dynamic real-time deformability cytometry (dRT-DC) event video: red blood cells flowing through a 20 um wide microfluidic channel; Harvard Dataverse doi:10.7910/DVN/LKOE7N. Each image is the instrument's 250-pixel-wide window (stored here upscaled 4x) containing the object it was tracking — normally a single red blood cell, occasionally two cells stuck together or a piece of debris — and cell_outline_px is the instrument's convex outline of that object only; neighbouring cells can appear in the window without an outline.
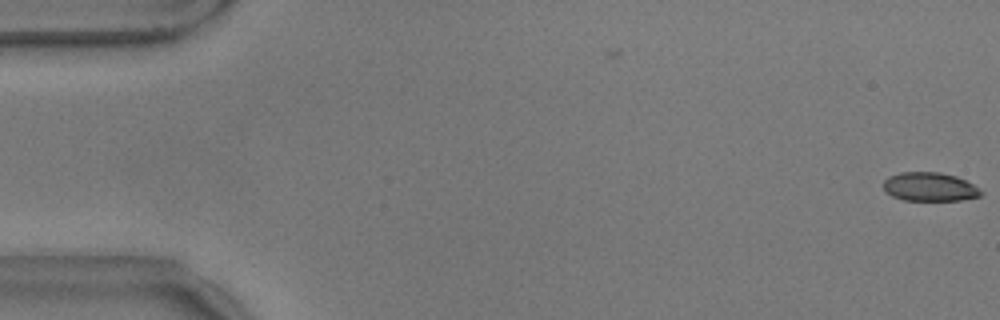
{"species": "common noctule bat (a hibernating species)", "species_latin": "Nyctalus noctula", "temperature_condition": "warm", "stored_images_in_passage": 57, "camera_frame_rate_fps": 3000, "um_per_image_px": 0.085, "animal": {"sex": "male", "body_mass_g": 17.9}, "frame": {"image": 1, "passage_image": 1, "time_ms": 0.0, "image_size_px": [1000, 320], "cell_outline_px": [[984, 192], [980, 196], [960, 200], [904, 200], [892, 196], [884, 192], [884, 180], [888, 176], [900, 172], [940, 172], [956, 176], [972, 184]], "centroid_in_image_um": [79.0, 15.88], "position_along_channel_um": 6.0, "area_um2": 16.36}}
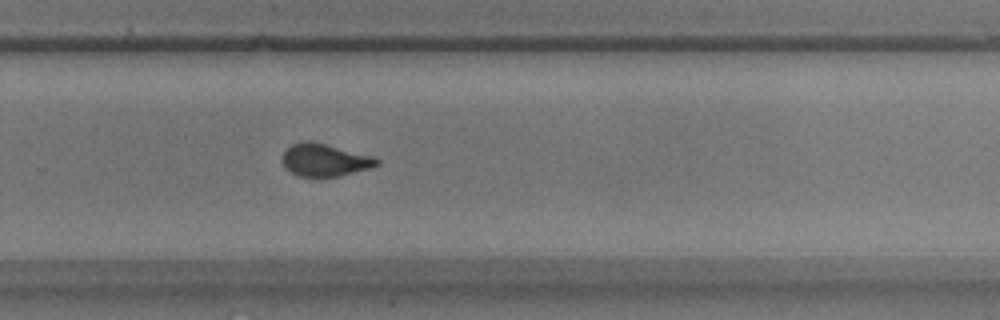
{"frame": {"image": 2, "passage_image": 38, "time_ms": 12.333, "image_size_px": [1000, 320], "cell_outline_px": [[380, 164], [368, 168], [340, 176], [300, 176], [292, 172], [284, 164], [280, 156], [292, 144], [308, 140], [372, 156], [380, 160]], "centroid_in_image_um": [27.6, 13.6], "position_along_channel_um": 302.2, "area_um2": 17.46}}
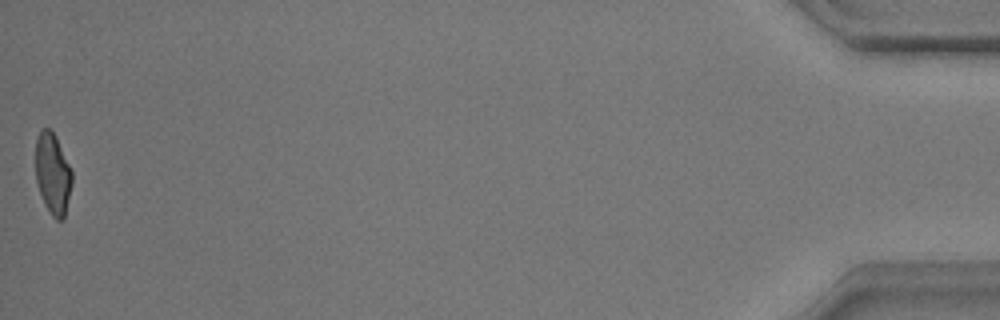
{"frame": {"image": 3, "passage_image": 57, "time_ms": 18.667, "image_size_px": [1000, 320], "cell_outline_px": [[72, 184], [64, 220], [56, 220], [52, 216], [44, 204], [36, 180], [36, 136], [40, 128], [48, 128], [56, 136], [72, 172]], "centroid_in_image_um": [4.48, 14.77], "position_along_channel_um": 430.7, "area_um2": 17.28}, "authors_computed_cell_mechanics": {"area_um2": 18.1492, "velocity_mm_per_s": 3.585, "shape_relaxation_time_tau1_ms": 4.1759, "shape_relaxation_time_tau2_ms": 0.9381, "deformation_change_tau1": 0.1635, "deformation_change_tau2": 0.0834}}